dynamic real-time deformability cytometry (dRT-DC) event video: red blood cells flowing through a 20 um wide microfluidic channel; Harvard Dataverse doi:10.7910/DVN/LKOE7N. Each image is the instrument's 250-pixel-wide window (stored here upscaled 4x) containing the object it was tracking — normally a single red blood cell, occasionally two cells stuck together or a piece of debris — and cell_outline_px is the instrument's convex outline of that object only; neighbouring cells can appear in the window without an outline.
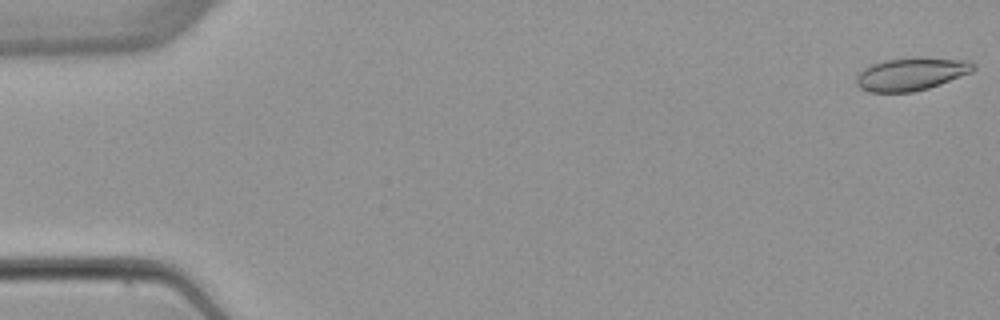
{"species": "common noctule bat (a hibernating species)", "species_latin": "Nyctalus noctula", "temperature_condition": "warm", "stored_images_in_passage": 5, "camera_frame_rate_fps": 3000, "um_per_image_px": 0.085, "animal": {"sex": "female", "body_mass_g": 22.7, "forearm_length_mm": 54.2}, "frame": {"image": 1, "passage_image": 1, "time_ms": 0.0, "image_size_px": [1000, 320], "cell_outline_px": [[976, 68], [972, 72], [940, 84], [928, 88], [912, 92], [868, 92], [860, 88], [856, 84], [856, 76], [864, 68], [872, 64], [884, 60], [920, 56], [968, 60], [976, 64]], "centroid_in_image_um": [77.48, 6.27], "position_along_channel_um": 7.5, "area_um2": 22.72}}
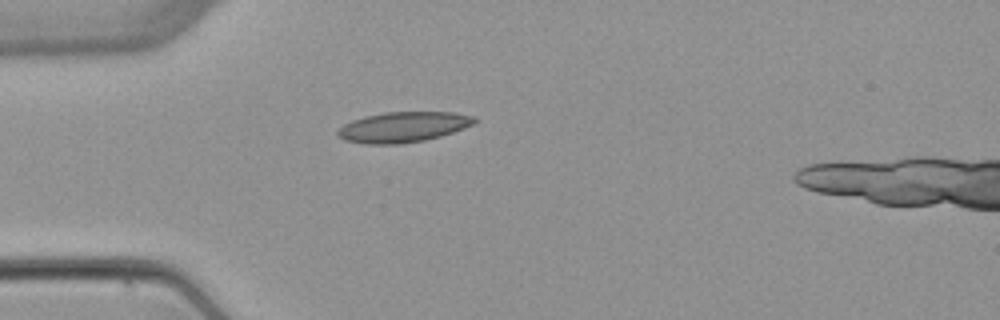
{"frame": {"image": 2, "passage_image": 4, "time_ms": 4.667, "image_size_px": [1000, 320], "cell_outline_px": [[480, 120], [464, 128], [440, 136], [424, 140], [400, 144], [364, 144], [344, 140], [336, 136], [336, 132], [344, 124], [352, 120], [364, 116], [384, 112], [456, 112], [476, 116]], "centroid_in_image_um": [34.27, 10.79], "position_along_channel_um": 50.7, "area_um2": 24.45}}